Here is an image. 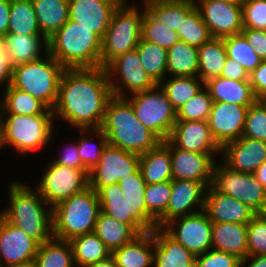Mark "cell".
Listing matches in <instances>:
<instances>
[{
    "label": "cell",
    "instance_id": "1",
    "mask_svg": "<svg viewBox=\"0 0 266 267\" xmlns=\"http://www.w3.org/2000/svg\"><path fill=\"white\" fill-rule=\"evenodd\" d=\"M112 97L105 68L66 69L52 109L56 127L61 122L73 130L99 129Z\"/></svg>",
    "mask_w": 266,
    "mask_h": 267
},
{
    "label": "cell",
    "instance_id": "2",
    "mask_svg": "<svg viewBox=\"0 0 266 267\" xmlns=\"http://www.w3.org/2000/svg\"><path fill=\"white\" fill-rule=\"evenodd\" d=\"M18 179L7 181L5 191L8 192V204L2 206L0 215L41 245L54 237L53 208L40 196L34 185Z\"/></svg>",
    "mask_w": 266,
    "mask_h": 267
},
{
    "label": "cell",
    "instance_id": "3",
    "mask_svg": "<svg viewBox=\"0 0 266 267\" xmlns=\"http://www.w3.org/2000/svg\"><path fill=\"white\" fill-rule=\"evenodd\" d=\"M100 129L109 145L139 156L162 142L140 122L131 104L121 97L113 96L107 103Z\"/></svg>",
    "mask_w": 266,
    "mask_h": 267
},
{
    "label": "cell",
    "instance_id": "4",
    "mask_svg": "<svg viewBox=\"0 0 266 267\" xmlns=\"http://www.w3.org/2000/svg\"><path fill=\"white\" fill-rule=\"evenodd\" d=\"M1 117L4 123V143L8 148L6 151L11 148L10 153L16 154L14 157L18 155L27 160L29 155L31 157L50 150L56 144L54 139L60 138L56 129L61 127H55L52 109L41 115L2 114Z\"/></svg>",
    "mask_w": 266,
    "mask_h": 267
},
{
    "label": "cell",
    "instance_id": "5",
    "mask_svg": "<svg viewBox=\"0 0 266 267\" xmlns=\"http://www.w3.org/2000/svg\"><path fill=\"white\" fill-rule=\"evenodd\" d=\"M47 43L48 53L65 69L100 68L101 40L80 23L68 20Z\"/></svg>",
    "mask_w": 266,
    "mask_h": 267
},
{
    "label": "cell",
    "instance_id": "6",
    "mask_svg": "<svg viewBox=\"0 0 266 267\" xmlns=\"http://www.w3.org/2000/svg\"><path fill=\"white\" fill-rule=\"evenodd\" d=\"M143 15L144 5L134 0H123L118 5L101 40L100 68H105L117 56L137 48Z\"/></svg>",
    "mask_w": 266,
    "mask_h": 267
},
{
    "label": "cell",
    "instance_id": "7",
    "mask_svg": "<svg viewBox=\"0 0 266 267\" xmlns=\"http://www.w3.org/2000/svg\"><path fill=\"white\" fill-rule=\"evenodd\" d=\"M100 203L98 194L88 186L53 208V236L60 240L94 232Z\"/></svg>",
    "mask_w": 266,
    "mask_h": 267
},
{
    "label": "cell",
    "instance_id": "8",
    "mask_svg": "<svg viewBox=\"0 0 266 267\" xmlns=\"http://www.w3.org/2000/svg\"><path fill=\"white\" fill-rule=\"evenodd\" d=\"M66 69L49 53L42 58L13 67L11 85L43 102L55 106L59 84Z\"/></svg>",
    "mask_w": 266,
    "mask_h": 267
},
{
    "label": "cell",
    "instance_id": "9",
    "mask_svg": "<svg viewBox=\"0 0 266 267\" xmlns=\"http://www.w3.org/2000/svg\"><path fill=\"white\" fill-rule=\"evenodd\" d=\"M125 99L146 128L162 142L169 139L177 120V110L159 84L149 90L129 95Z\"/></svg>",
    "mask_w": 266,
    "mask_h": 267
},
{
    "label": "cell",
    "instance_id": "10",
    "mask_svg": "<svg viewBox=\"0 0 266 267\" xmlns=\"http://www.w3.org/2000/svg\"><path fill=\"white\" fill-rule=\"evenodd\" d=\"M211 186L240 200L257 214H266V188L254 174L231 170L219 159L214 165Z\"/></svg>",
    "mask_w": 266,
    "mask_h": 267
},
{
    "label": "cell",
    "instance_id": "11",
    "mask_svg": "<svg viewBox=\"0 0 266 267\" xmlns=\"http://www.w3.org/2000/svg\"><path fill=\"white\" fill-rule=\"evenodd\" d=\"M49 158V160H48ZM35 187L45 202L54 208L60 202L83 191L88 187V169L69 168L53 162L47 157Z\"/></svg>",
    "mask_w": 266,
    "mask_h": 267
},
{
    "label": "cell",
    "instance_id": "12",
    "mask_svg": "<svg viewBox=\"0 0 266 267\" xmlns=\"http://www.w3.org/2000/svg\"><path fill=\"white\" fill-rule=\"evenodd\" d=\"M105 70L112 94L116 97L125 98L156 85L143 69L136 49L117 56Z\"/></svg>",
    "mask_w": 266,
    "mask_h": 267
},
{
    "label": "cell",
    "instance_id": "13",
    "mask_svg": "<svg viewBox=\"0 0 266 267\" xmlns=\"http://www.w3.org/2000/svg\"><path fill=\"white\" fill-rule=\"evenodd\" d=\"M140 156L107 144L99 163L88 173V186L96 193L102 188L116 184L139 169Z\"/></svg>",
    "mask_w": 266,
    "mask_h": 267
},
{
    "label": "cell",
    "instance_id": "14",
    "mask_svg": "<svg viewBox=\"0 0 266 267\" xmlns=\"http://www.w3.org/2000/svg\"><path fill=\"white\" fill-rule=\"evenodd\" d=\"M212 224L207 214L201 211L174 218L162 228L197 256L212 249Z\"/></svg>",
    "mask_w": 266,
    "mask_h": 267
},
{
    "label": "cell",
    "instance_id": "15",
    "mask_svg": "<svg viewBox=\"0 0 266 267\" xmlns=\"http://www.w3.org/2000/svg\"><path fill=\"white\" fill-rule=\"evenodd\" d=\"M163 143L170 149L173 179L198 181L206 187L211 185L214 165L221 154L185 151L176 147L169 139Z\"/></svg>",
    "mask_w": 266,
    "mask_h": 267
},
{
    "label": "cell",
    "instance_id": "16",
    "mask_svg": "<svg viewBox=\"0 0 266 267\" xmlns=\"http://www.w3.org/2000/svg\"><path fill=\"white\" fill-rule=\"evenodd\" d=\"M206 189L207 187L198 181L172 179L168 206L157 219V227H163L174 218L203 211Z\"/></svg>",
    "mask_w": 266,
    "mask_h": 267
},
{
    "label": "cell",
    "instance_id": "17",
    "mask_svg": "<svg viewBox=\"0 0 266 267\" xmlns=\"http://www.w3.org/2000/svg\"><path fill=\"white\" fill-rule=\"evenodd\" d=\"M213 38L241 33L242 4L218 0H193Z\"/></svg>",
    "mask_w": 266,
    "mask_h": 267
},
{
    "label": "cell",
    "instance_id": "18",
    "mask_svg": "<svg viewBox=\"0 0 266 267\" xmlns=\"http://www.w3.org/2000/svg\"><path fill=\"white\" fill-rule=\"evenodd\" d=\"M248 107L213 102L207 122L214 140L221 148L242 137Z\"/></svg>",
    "mask_w": 266,
    "mask_h": 267
},
{
    "label": "cell",
    "instance_id": "19",
    "mask_svg": "<svg viewBox=\"0 0 266 267\" xmlns=\"http://www.w3.org/2000/svg\"><path fill=\"white\" fill-rule=\"evenodd\" d=\"M39 244L0 215V267L34 261Z\"/></svg>",
    "mask_w": 266,
    "mask_h": 267
},
{
    "label": "cell",
    "instance_id": "20",
    "mask_svg": "<svg viewBox=\"0 0 266 267\" xmlns=\"http://www.w3.org/2000/svg\"><path fill=\"white\" fill-rule=\"evenodd\" d=\"M123 0H69V20L90 29L102 40L114 10Z\"/></svg>",
    "mask_w": 266,
    "mask_h": 267
},
{
    "label": "cell",
    "instance_id": "21",
    "mask_svg": "<svg viewBox=\"0 0 266 267\" xmlns=\"http://www.w3.org/2000/svg\"><path fill=\"white\" fill-rule=\"evenodd\" d=\"M220 158L231 170L254 174L266 162V142L242 136L226 143L221 148Z\"/></svg>",
    "mask_w": 266,
    "mask_h": 267
},
{
    "label": "cell",
    "instance_id": "22",
    "mask_svg": "<svg viewBox=\"0 0 266 267\" xmlns=\"http://www.w3.org/2000/svg\"><path fill=\"white\" fill-rule=\"evenodd\" d=\"M169 140L185 151L221 154V147L214 140L207 121L176 120Z\"/></svg>",
    "mask_w": 266,
    "mask_h": 267
},
{
    "label": "cell",
    "instance_id": "23",
    "mask_svg": "<svg viewBox=\"0 0 266 267\" xmlns=\"http://www.w3.org/2000/svg\"><path fill=\"white\" fill-rule=\"evenodd\" d=\"M203 211L212 222L248 224L257 215L240 200L216 191L211 185L206 189Z\"/></svg>",
    "mask_w": 266,
    "mask_h": 267
},
{
    "label": "cell",
    "instance_id": "24",
    "mask_svg": "<svg viewBox=\"0 0 266 267\" xmlns=\"http://www.w3.org/2000/svg\"><path fill=\"white\" fill-rule=\"evenodd\" d=\"M153 267H195L191 251L172 238L162 227L153 231Z\"/></svg>",
    "mask_w": 266,
    "mask_h": 267
},
{
    "label": "cell",
    "instance_id": "25",
    "mask_svg": "<svg viewBox=\"0 0 266 267\" xmlns=\"http://www.w3.org/2000/svg\"><path fill=\"white\" fill-rule=\"evenodd\" d=\"M129 204L132 218L146 231L152 232L157 227V219L147 210L144 192L146 182L138 169L135 173L123 177L118 182Z\"/></svg>",
    "mask_w": 266,
    "mask_h": 267
},
{
    "label": "cell",
    "instance_id": "26",
    "mask_svg": "<svg viewBox=\"0 0 266 267\" xmlns=\"http://www.w3.org/2000/svg\"><path fill=\"white\" fill-rule=\"evenodd\" d=\"M3 41L12 67L35 61L48 53L47 39L43 35L7 33Z\"/></svg>",
    "mask_w": 266,
    "mask_h": 267
},
{
    "label": "cell",
    "instance_id": "27",
    "mask_svg": "<svg viewBox=\"0 0 266 267\" xmlns=\"http://www.w3.org/2000/svg\"><path fill=\"white\" fill-rule=\"evenodd\" d=\"M212 249L245 259L248 256L247 224L213 222Z\"/></svg>",
    "mask_w": 266,
    "mask_h": 267
},
{
    "label": "cell",
    "instance_id": "28",
    "mask_svg": "<svg viewBox=\"0 0 266 267\" xmlns=\"http://www.w3.org/2000/svg\"><path fill=\"white\" fill-rule=\"evenodd\" d=\"M213 102H226L240 106H251L257 99L249 81H234L215 77L204 83Z\"/></svg>",
    "mask_w": 266,
    "mask_h": 267
},
{
    "label": "cell",
    "instance_id": "29",
    "mask_svg": "<svg viewBox=\"0 0 266 267\" xmlns=\"http://www.w3.org/2000/svg\"><path fill=\"white\" fill-rule=\"evenodd\" d=\"M117 267H153V234L146 232L111 252Z\"/></svg>",
    "mask_w": 266,
    "mask_h": 267
},
{
    "label": "cell",
    "instance_id": "30",
    "mask_svg": "<svg viewBox=\"0 0 266 267\" xmlns=\"http://www.w3.org/2000/svg\"><path fill=\"white\" fill-rule=\"evenodd\" d=\"M143 5L156 21L177 33L181 30L182 19L196 7L193 0H151Z\"/></svg>",
    "mask_w": 266,
    "mask_h": 267
},
{
    "label": "cell",
    "instance_id": "31",
    "mask_svg": "<svg viewBox=\"0 0 266 267\" xmlns=\"http://www.w3.org/2000/svg\"><path fill=\"white\" fill-rule=\"evenodd\" d=\"M139 170L146 184L172 180L170 149L161 142L155 149L140 155Z\"/></svg>",
    "mask_w": 266,
    "mask_h": 267
},
{
    "label": "cell",
    "instance_id": "32",
    "mask_svg": "<svg viewBox=\"0 0 266 267\" xmlns=\"http://www.w3.org/2000/svg\"><path fill=\"white\" fill-rule=\"evenodd\" d=\"M41 34L49 39L69 20V0H32Z\"/></svg>",
    "mask_w": 266,
    "mask_h": 267
},
{
    "label": "cell",
    "instance_id": "33",
    "mask_svg": "<svg viewBox=\"0 0 266 267\" xmlns=\"http://www.w3.org/2000/svg\"><path fill=\"white\" fill-rule=\"evenodd\" d=\"M100 210L115 220L128 224L138 235L146 231L132 218L129 204L118 183L102 188L98 193Z\"/></svg>",
    "mask_w": 266,
    "mask_h": 267
},
{
    "label": "cell",
    "instance_id": "34",
    "mask_svg": "<svg viewBox=\"0 0 266 267\" xmlns=\"http://www.w3.org/2000/svg\"><path fill=\"white\" fill-rule=\"evenodd\" d=\"M198 48L183 41L167 50V77H198Z\"/></svg>",
    "mask_w": 266,
    "mask_h": 267
},
{
    "label": "cell",
    "instance_id": "35",
    "mask_svg": "<svg viewBox=\"0 0 266 267\" xmlns=\"http://www.w3.org/2000/svg\"><path fill=\"white\" fill-rule=\"evenodd\" d=\"M94 233L111 252L138 236L128 224L115 220L101 210L97 216Z\"/></svg>",
    "mask_w": 266,
    "mask_h": 267
},
{
    "label": "cell",
    "instance_id": "36",
    "mask_svg": "<svg viewBox=\"0 0 266 267\" xmlns=\"http://www.w3.org/2000/svg\"><path fill=\"white\" fill-rule=\"evenodd\" d=\"M198 77L206 81L220 77L225 60L228 58L222 38H212L198 48Z\"/></svg>",
    "mask_w": 266,
    "mask_h": 267
},
{
    "label": "cell",
    "instance_id": "37",
    "mask_svg": "<svg viewBox=\"0 0 266 267\" xmlns=\"http://www.w3.org/2000/svg\"><path fill=\"white\" fill-rule=\"evenodd\" d=\"M69 242L76 267H86L111 255V251L94 232L76 236Z\"/></svg>",
    "mask_w": 266,
    "mask_h": 267
},
{
    "label": "cell",
    "instance_id": "38",
    "mask_svg": "<svg viewBox=\"0 0 266 267\" xmlns=\"http://www.w3.org/2000/svg\"><path fill=\"white\" fill-rule=\"evenodd\" d=\"M34 263L36 267H76L71 243L54 237L39 245Z\"/></svg>",
    "mask_w": 266,
    "mask_h": 267
},
{
    "label": "cell",
    "instance_id": "39",
    "mask_svg": "<svg viewBox=\"0 0 266 267\" xmlns=\"http://www.w3.org/2000/svg\"><path fill=\"white\" fill-rule=\"evenodd\" d=\"M2 114L41 115L49 108L30 94L11 84L2 90Z\"/></svg>",
    "mask_w": 266,
    "mask_h": 267
},
{
    "label": "cell",
    "instance_id": "40",
    "mask_svg": "<svg viewBox=\"0 0 266 267\" xmlns=\"http://www.w3.org/2000/svg\"><path fill=\"white\" fill-rule=\"evenodd\" d=\"M7 33L42 35L32 0H11Z\"/></svg>",
    "mask_w": 266,
    "mask_h": 267
},
{
    "label": "cell",
    "instance_id": "41",
    "mask_svg": "<svg viewBox=\"0 0 266 267\" xmlns=\"http://www.w3.org/2000/svg\"><path fill=\"white\" fill-rule=\"evenodd\" d=\"M159 85L173 107L178 110L203 88L204 82L196 76L166 77Z\"/></svg>",
    "mask_w": 266,
    "mask_h": 267
},
{
    "label": "cell",
    "instance_id": "42",
    "mask_svg": "<svg viewBox=\"0 0 266 267\" xmlns=\"http://www.w3.org/2000/svg\"><path fill=\"white\" fill-rule=\"evenodd\" d=\"M74 131L79 134L76 139L82 164L90 170L99 163L102 152L108 144L106 135L100 128L74 129Z\"/></svg>",
    "mask_w": 266,
    "mask_h": 267
},
{
    "label": "cell",
    "instance_id": "43",
    "mask_svg": "<svg viewBox=\"0 0 266 267\" xmlns=\"http://www.w3.org/2000/svg\"><path fill=\"white\" fill-rule=\"evenodd\" d=\"M136 50L143 69L156 84L167 77V50L165 48L140 39Z\"/></svg>",
    "mask_w": 266,
    "mask_h": 267
},
{
    "label": "cell",
    "instance_id": "44",
    "mask_svg": "<svg viewBox=\"0 0 266 267\" xmlns=\"http://www.w3.org/2000/svg\"><path fill=\"white\" fill-rule=\"evenodd\" d=\"M222 39L226 47L228 58L238 62L245 68L249 75L262 62L242 33Z\"/></svg>",
    "mask_w": 266,
    "mask_h": 267
},
{
    "label": "cell",
    "instance_id": "45",
    "mask_svg": "<svg viewBox=\"0 0 266 267\" xmlns=\"http://www.w3.org/2000/svg\"><path fill=\"white\" fill-rule=\"evenodd\" d=\"M178 36L180 41L197 48L213 38L209 28L202 19L200 11L196 7L182 19L181 30H179Z\"/></svg>",
    "mask_w": 266,
    "mask_h": 267
},
{
    "label": "cell",
    "instance_id": "46",
    "mask_svg": "<svg viewBox=\"0 0 266 267\" xmlns=\"http://www.w3.org/2000/svg\"><path fill=\"white\" fill-rule=\"evenodd\" d=\"M141 39L143 41L153 42L168 50L179 41V36L170 27L156 21L144 7Z\"/></svg>",
    "mask_w": 266,
    "mask_h": 267
},
{
    "label": "cell",
    "instance_id": "47",
    "mask_svg": "<svg viewBox=\"0 0 266 267\" xmlns=\"http://www.w3.org/2000/svg\"><path fill=\"white\" fill-rule=\"evenodd\" d=\"M213 99L208 89L203 88L187 103L177 110V120L180 121H207L212 109Z\"/></svg>",
    "mask_w": 266,
    "mask_h": 267
},
{
    "label": "cell",
    "instance_id": "48",
    "mask_svg": "<svg viewBox=\"0 0 266 267\" xmlns=\"http://www.w3.org/2000/svg\"><path fill=\"white\" fill-rule=\"evenodd\" d=\"M242 136L266 142V100L248 107Z\"/></svg>",
    "mask_w": 266,
    "mask_h": 267
},
{
    "label": "cell",
    "instance_id": "49",
    "mask_svg": "<svg viewBox=\"0 0 266 267\" xmlns=\"http://www.w3.org/2000/svg\"><path fill=\"white\" fill-rule=\"evenodd\" d=\"M171 195V180L147 184L144 192L147 210L158 219L167 209Z\"/></svg>",
    "mask_w": 266,
    "mask_h": 267
},
{
    "label": "cell",
    "instance_id": "50",
    "mask_svg": "<svg viewBox=\"0 0 266 267\" xmlns=\"http://www.w3.org/2000/svg\"><path fill=\"white\" fill-rule=\"evenodd\" d=\"M248 256L266 255V214H257L247 224Z\"/></svg>",
    "mask_w": 266,
    "mask_h": 267
},
{
    "label": "cell",
    "instance_id": "51",
    "mask_svg": "<svg viewBox=\"0 0 266 267\" xmlns=\"http://www.w3.org/2000/svg\"><path fill=\"white\" fill-rule=\"evenodd\" d=\"M242 25L243 28L266 30V0H244Z\"/></svg>",
    "mask_w": 266,
    "mask_h": 267
},
{
    "label": "cell",
    "instance_id": "52",
    "mask_svg": "<svg viewBox=\"0 0 266 267\" xmlns=\"http://www.w3.org/2000/svg\"><path fill=\"white\" fill-rule=\"evenodd\" d=\"M240 264L241 259L237 256L214 249L195 258V267H240Z\"/></svg>",
    "mask_w": 266,
    "mask_h": 267
},
{
    "label": "cell",
    "instance_id": "53",
    "mask_svg": "<svg viewBox=\"0 0 266 267\" xmlns=\"http://www.w3.org/2000/svg\"><path fill=\"white\" fill-rule=\"evenodd\" d=\"M74 136L75 135H73L72 138H70L71 140H68V142L65 140V145H63V142L57 143L62 144L61 146L63 149H61V146H59V151H57V154L51 156L52 158L50 159L53 162L65 167L87 169L82 164L81 157L78 152L77 139Z\"/></svg>",
    "mask_w": 266,
    "mask_h": 267
},
{
    "label": "cell",
    "instance_id": "54",
    "mask_svg": "<svg viewBox=\"0 0 266 267\" xmlns=\"http://www.w3.org/2000/svg\"><path fill=\"white\" fill-rule=\"evenodd\" d=\"M249 82L257 101L266 100V61L250 73Z\"/></svg>",
    "mask_w": 266,
    "mask_h": 267
},
{
    "label": "cell",
    "instance_id": "55",
    "mask_svg": "<svg viewBox=\"0 0 266 267\" xmlns=\"http://www.w3.org/2000/svg\"><path fill=\"white\" fill-rule=\"evenodd\" d=\"M248 44L254 48L255 53L262 61H266V30L243 28Z\"/></svg>",
    "mask_w": 266,
    "mask_h": 267
},
{
    "label": "cell",
    "instance_id": "56",
    "mask_svg": "<svg viewBox=\"0 0 266 267\" xmlns=\"http://www.w3.org/2000/svg\"><path fill=\"white\" fill-rule=\"evenodd\" d=\"M220 77L234 81H249V74L238 62L227 58Z\"/></svg>",
    "mask_w": 266,
    "mask_h": 267
},
{
    "label": "cell",
    "instance_id": "57",
    "mask_svg": "<svg viewBox=\"0 0 266 267\" xmlns=\"http://www.w3.org/2000/svg\"><path fill=\"white\" fill-rule=\"evenodd\" d=\"M13 67L8 60L3 38L0 37V89L4 90L12 82Z\"/></svg>",
    "mask_w": 266,
    "mask_h": 267
},
{
    "label": "cell",
    "instance_id": "58",
    "mask_svg": "<svg viewBox=\"0 0 266 267\" xmlns=\"http://www.w3.org/2000/svg\"><path fill=\"white\" fill-rule=\"evenodd\" d=\"M11 0H0V37L7 34Z\"/></svg>",
    "mask_w": 266,
    "mask_h": 267
},
{
    "label": "cell",
    "instance_id": "59",
    "mask_svg": "<svg viewBox=\"0 0 266 267\" xmlns=\"http://www.w3.org/2000/svg\"><path fill=\"white\" fill-rule=\"evenodd\" d=\"M240 267H266V255L247 256Z\"/></svg>",
    "mask_w": 266,
    "mask_h": 267
},
{
    "label": "cell",
    "instance_id": "60",
    "mask_svg": "<svg viewBox=\"0 0 266 267\" xmlns=\"http://www.w3.org/2000/svg\"><path fill=\"white\" fill-rule=\"evenodd\" d=\"M255 177L261 182L266 188V162L261 164L254 172Z\"/></svg>",
    "mask_w": 266,
    "mask_h": 267
},
{
    "label": "cell",
    "instance_id": "61",
    "mask_svg": "<svg viewBox=\"0 0 266 267\" xmlns=\"http://www.w3.org/2000/svg\"><path fill=\"white\" fill-rule=\"evenodd\" d=\"M86 267H117L114 258L110 255L108 258L90 264Z\"/></svg>",
    "mask_w": 266,
    "mask_h": 267
},
{
    "label": "cell",
    "instance_id": "62",
    "mask_svg": "<svg viewBox=\"0 0 266 267\" xmlns=\"http://www.w3.org/2000/svg\"><path fill=\"white\" fill-rule=\"evenodd\" d=\"M3 149L5 150V143H4V123L2 117L0 118V150H2L1 155L3 154Z\"/></svg>",
    "mask_w": 266,
    "mask_h": 267
},
{
    "label": "cell",
    "instance_id": "63",
    "mask_svg": "<svg viewBox=\"0 0 266 267\" xmlns=\"http://www.w3.org/2000/svg\"><path fill=\"white\" fill-rule=\"evenodd\" d=\"M8 267H36L34 261H30L27 263H23V264H17V265H11Z\"/></svg>",
    "mask_w": 266,
    "mask_h": 267
},
{
    "label": "cell",
    "instance_id": "64",
    "mask_svg": "<svg viewBox=\"0 0 266 267\" xmlns=\"http://www.w3.org/2000/svg\"><path fill=\"white\" fill-rule=\"evenodd\" d=\"M218 1H223L226 3H237V4H242L244 0H218Z\"/></svg>",
    "mask_w": 266,
    "mask_h": 267
},
{
    "label": "cell",
    "instance_id": "65",
    "mask_svg": "<svg viewBox=\"0 0 266 267\" xmlns=\"http://www.w3.org/2000/svg\"><path fill=\"white\" fill-rule=\"evenodd\" d=\"M1 92H0V118H1V116H2V90H0Z\"/></svg>",
    "mask_w": 266,
    "mask_h": 267
},
{
    "label": "cell",
    "instance_id": "66",
    "mask_svg": "<svg viewBox=\"0 0 266 267\" xmlns=\"http://www.w3.org/2000/svg\"><path fill=\"white\" fill-rule=\"evenodd\" d=\"M148 1H151V0H142L141 2H140V0H139V2H138V0L136 1L137 3H141V4H143V3H146V2H148Z\"/></svg>",
    "mask_w": 266,
    "mask_h": 267
}]
</instances>
